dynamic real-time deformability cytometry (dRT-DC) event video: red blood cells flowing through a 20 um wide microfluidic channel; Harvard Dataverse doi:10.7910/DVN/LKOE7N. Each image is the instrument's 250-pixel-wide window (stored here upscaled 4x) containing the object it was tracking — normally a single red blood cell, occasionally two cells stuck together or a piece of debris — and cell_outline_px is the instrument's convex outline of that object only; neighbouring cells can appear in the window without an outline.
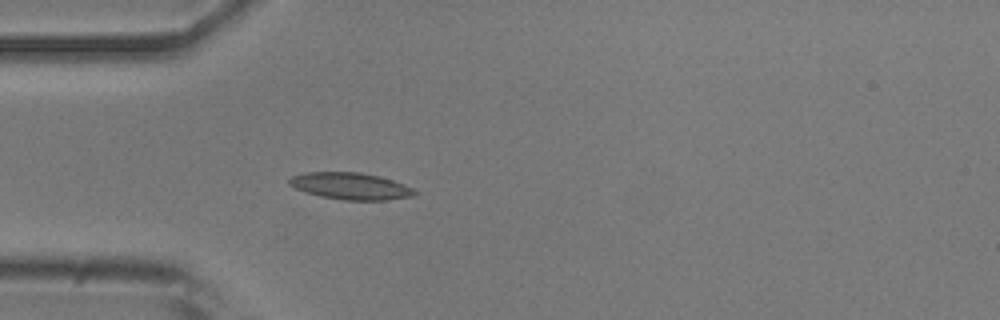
{"species": "common noctule bat (a hibernating species)", "species_latin": "Nyctalus noctula", "temperature_condition": "room temperature", "stored_images_in_passage": 27, "camera_frame_rate_fps": 3000, "um_per_image_px": 0.085, "animal": {"sex": "male", "body_mass_g": 20.5, "forearm_length_mm": 52.5}, "frame": {"image": 1, "passage_image": 1, "time_ms": 0.0, "image_size_px": [1000, 320], "cell_outline_px": [[416, 192], [412, 196], [388, 200], [344, 200], [320, 196], [304, 192], [288, 184], [288, 180], [292, 176], [304, 172], [360, 172], [380, 176], [404, 184], [412, 188]], "centroid_in_image_um": [29.77, 15.81], "position_along_channel_um": 55.2, "area_um2": 19.59}}
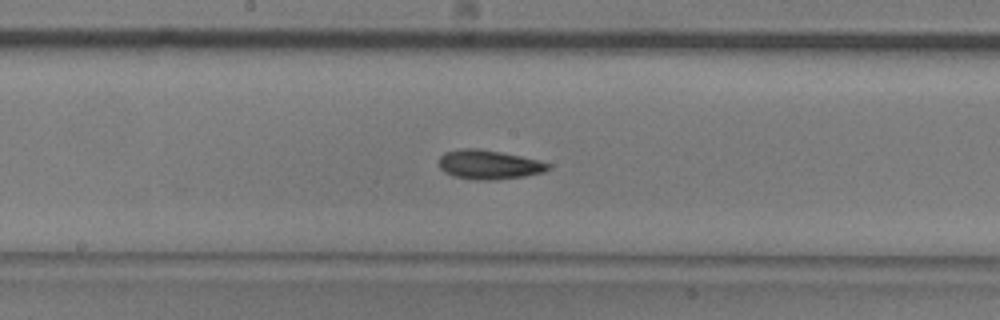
{"frame": {"image": 2, "passage_image": 13, "time_ms": 4.0, "image_size_px": [1000, 320], "cell_outline_px": [[552, 168], [544, 172], [524, 176], [496, 180], [476, 180], [452, 176], [444, 172], [436, 164], [440, 156], [444, 152], [464, 148], [476, 148], [500, 152], [520, 156], [552, 164]], "centroid_in_image_um": [41.52, 14.0], "position_along_channel_um": 206.7, "area_um2": 18.79}}
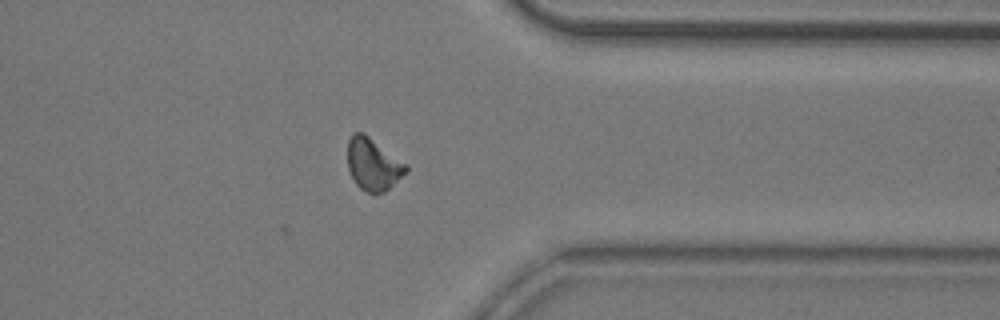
{"frame": {"image": 3, "passage_image": 27, "time_ms": 8.667, "image_size_px": [1000, 320], "cell_outline_px": [[408, 172], [384, 192], [376, 196], [364, 192], [356, 184], [348, 168], [348, 140], [352, 132], [364, 132], [408, 164]], "centroid_in_image_um": [31.73, 13.98], "position_along_channel_um": 379.7, "area_um2": 18.21}, "authors_computed_cell_mechanics": {"area_um2": 17.8024, "velocity_mm_per_s": 3.8894, "shape_relaxation_time_tau1_ms": 8.2877, "shape_relaxation_time_tau2_ms": 7.3696, "deformation_change_tau1": 0.1951, "deformation_change_tau2": 0.1582}}